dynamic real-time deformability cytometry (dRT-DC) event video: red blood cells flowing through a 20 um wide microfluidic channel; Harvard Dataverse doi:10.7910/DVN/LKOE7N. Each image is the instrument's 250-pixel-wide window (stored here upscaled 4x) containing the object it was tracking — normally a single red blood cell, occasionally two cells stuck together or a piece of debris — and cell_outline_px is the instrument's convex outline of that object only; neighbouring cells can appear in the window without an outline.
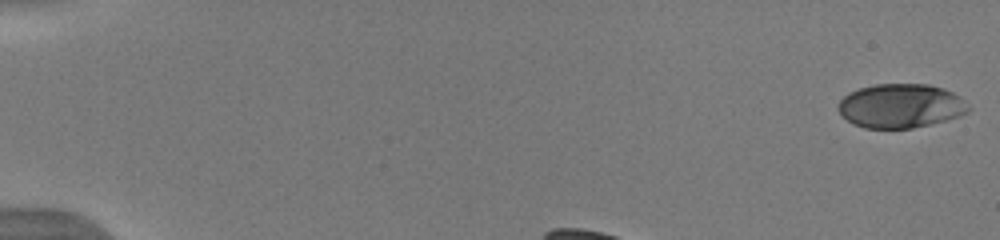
{"species": "human", "species_latin": "Homo sapiens", "temperature_condition": "warm", "stored_images_in_passage": 38, "camera_frame_rate_fps": 3000, "um_per_image_px": 0.085, "donor": {"sex": "male"}, "frame": {"image": 1, "passage_image": 1, "time_ms": 0.0, "image_size_px": [1000, 240], "cell_outline_px": [[972, 108], [968, 112], [960, 116], [912, 128], [864, 128], [852, 124], [836, 108], [840, 100], [848, 92], [872, 84], [928, 84], [944, 88], [960, 96]], "centroid_in_image_um": [76.56, 8.99], "position_along_channel_um": 8.4, "area_um2": 33.58}}
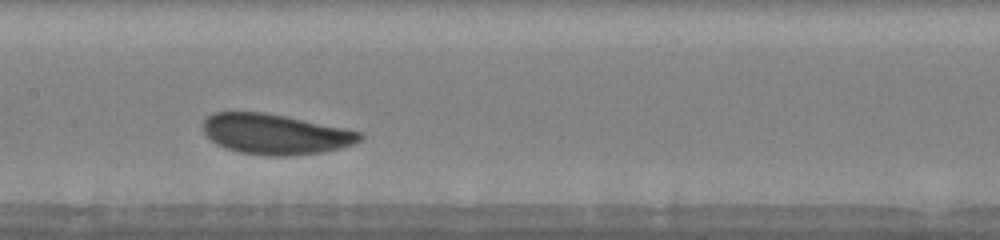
{"frame": {"image": 2, "passage_image": 19, "time_ms": 6.0, "image_size_px": [1000, 240], "cell_outline_px": [[364, 136], [360, 140], [352, 144], [340, 148], [324, 152], [288, 156], [264, 156], [240, 152], [224, 148], [216, 144], [204, 132], [204, 120], [212, 112], [264, 112], [344, 128], [360, 132]], "centroid_in_image_um": [23.38, 11.41], "position_along_channel_um": 184.0, "area_um2": 36.7}}
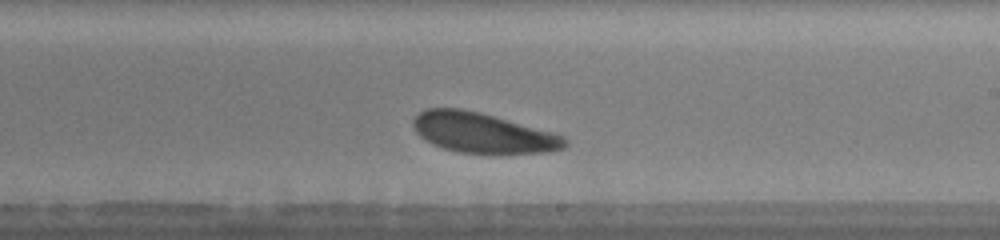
{"frame": {"image": 3, "passage_image": 24, "time_ms": 7.667, "image_size_px": [1000, 240], "cell_outline_px": [[568, 144], [564, 148], [548, 152], [496, 156], [460, 152], [444, 148], [432, 144], [420, 136], [416, 132], [412, 124], [412, 120], [424, 108], [460, 108], [480, 112], [556, 132], [564, 136], [568, 140]], "centroid_in_image_um": [41.11, 11.32], "position_along_channel_um": 247.9, "area_um2": 36.59}, "authors_computed_cell_mechanics": {"area_um2": 36.3851, "velocity_mm_per_s": 3.8457, "shape_relaxation_time_tau1_ms": 1.6183, "shape_relaxation_time_tau2_ms": null, "deformation_change_tau1": 0.0786, "deformation_change_tau2": null}}